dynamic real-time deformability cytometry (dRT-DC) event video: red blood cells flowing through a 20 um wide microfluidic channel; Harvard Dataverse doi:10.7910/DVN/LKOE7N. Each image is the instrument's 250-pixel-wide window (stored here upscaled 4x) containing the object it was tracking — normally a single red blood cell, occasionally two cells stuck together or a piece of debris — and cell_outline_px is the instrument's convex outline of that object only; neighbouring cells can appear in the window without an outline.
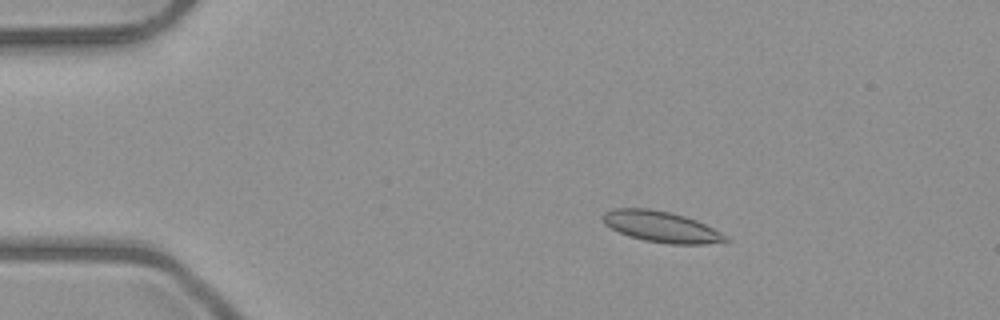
{"species": "common noctule bat (a hibernating species)", "species_latin": "Nyctalus noctula", "temperature_condition": "room temperature", "stored_images_in_passage": 7, "camera_frame_rate_fps": 3000, "um_per_image_px": 0.085, "animal": {"sex": "male", "body_mass_g": 23.1, "forearm_length_mm": 52.7}, "frame": {"image": 1, "passage_image": 3, "time_ms": 2.0, "image_size_px": [1000, 320], "cell_outline_px": [[728, 240], [704, 244], [668, 244], [644, 240], [628, 236], [604, 224], [600, 216], [604, 212], [612, 208], [648, 208], [668, 212], [684, 216], [696, 220], [720, 232]], "centroid_in_image_um": [56.11, 19.26], "position_along_channel_um": 28.9, "area_um2": 21.91}}
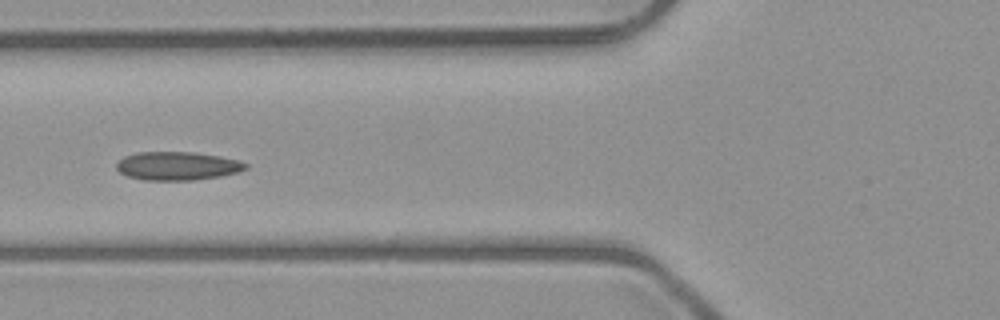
{"frame": {"image": 2, "passage_image": 6, "time_ms": 5.667, "image_size_px": [1000, 320], "cell_outline_px": [[248, 168], [240, 172], [220, 176], [192, 180], [144, 180], [128, 176], [120, 172], [116, 168], [116, 164], [124, 156], [136, 152], [196, 152], [220, 156], [236, 160], [248, 164]], "centroid_in_image_um": [15.09, 14.1], "position_along_channel_um": 110.7, "area_um2": 21.44}}
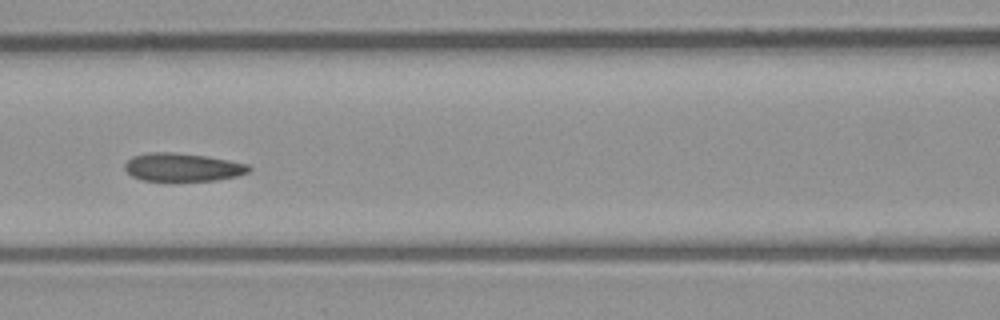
{"frame": {"image": 3, "passage_image": 7, "time_ms": 6.667, "image_size_px": [1000, 320], "cell_outline_px": [[252, 168], [248, 172], [236, 176], [216, 180], [144, 180], [132, 176], [124, 168], [124, 164], [132, 156], [148, 152], [172, 152], [204, 156], [228, 160], [248, 164]], "centroid_in_image_um": [15.5, 14.2], "position_along_channel_um": 151.1, "area_um2": 20.11}}